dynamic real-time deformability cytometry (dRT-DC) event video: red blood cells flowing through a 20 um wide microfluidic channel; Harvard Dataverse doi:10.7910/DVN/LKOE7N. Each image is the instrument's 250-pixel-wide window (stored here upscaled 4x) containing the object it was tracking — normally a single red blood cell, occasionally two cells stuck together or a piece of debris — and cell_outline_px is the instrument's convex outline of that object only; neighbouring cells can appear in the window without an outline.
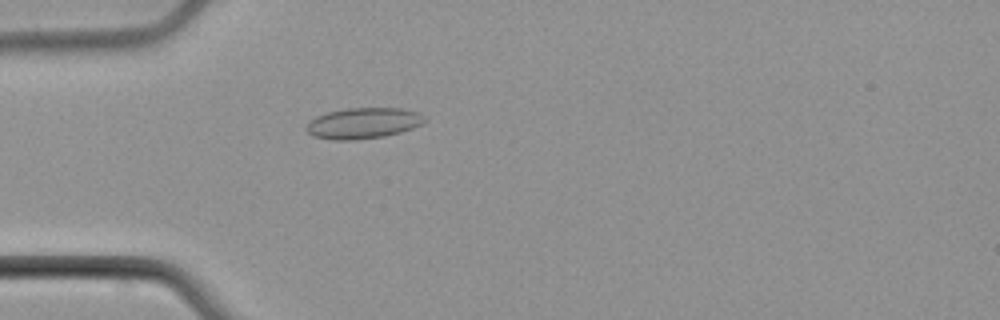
{"species": "common noctule bat (a hibernating species)", "species_latin": "Nyctalus noctula", "temperature_condition": "cold", "stored_images_in_passage": 5, "camera_frame_rate_fps": 3000, "um_per_image_px": 0.085, "animal": {"sex": "male", "body_mass_g": 21.5, "forearm_length_mm": 52.0}, "frame": {"image": 1, "passage_image": 5, "time_ms": 5.0, "image_size_px": [1000, 320], "cell_outline_px": [[428, 120], [412, 128], [400, 132], [384, 136], [356, 140], [332, 140], [312, 136], [304, 128], [316, 116], [328, 112], [348, 108], [400, 108], [420, 112]], "centroid_in_image_um": [30.88, 10.47], "position_along_channel_um": 54.1, "area_um2": 21.33}}